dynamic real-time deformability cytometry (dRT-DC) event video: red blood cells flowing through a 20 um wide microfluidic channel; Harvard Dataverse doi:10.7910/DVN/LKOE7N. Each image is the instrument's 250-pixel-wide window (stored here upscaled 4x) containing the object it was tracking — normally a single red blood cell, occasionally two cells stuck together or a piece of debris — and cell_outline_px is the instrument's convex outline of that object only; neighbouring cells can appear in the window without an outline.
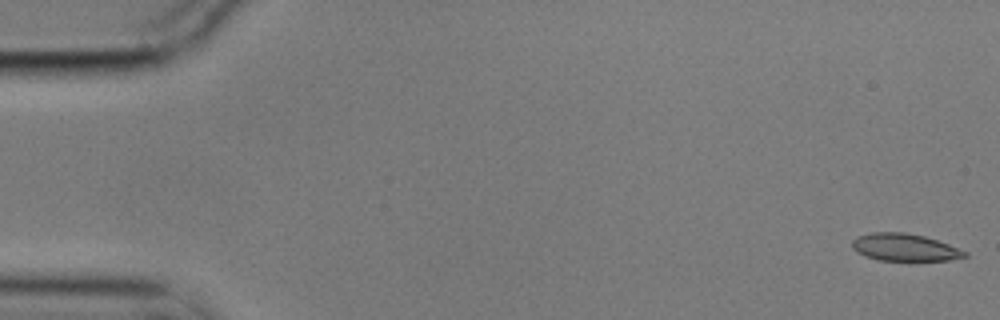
{"species": "common noctule bat (a hibernating species)", "species_latin": "Nyctalus noctula", "temperature_condition": "cold", "stored_images_in_passage": 5, "camera_frame_rate_fps": 3000, "um_per_image_px": 0.085, "animal": {"sex": "male", "body_mass_g": 17.9}, "frame": {"image": 1, "passage_image": 5, "time_ms": 1.333, "image_size_px": [1000, 320], "cell_outline_px": [[968, 256], [948, 260], [880, 260], [864, 256], [856, 252], [852, 248], [852, 240], [856, 236], [872, 232], [904, 232], [924, 236], [948, 244], [968, 252]], "centroid_in_image_um": [76.85, 21.02], "position_along_channel_um": 8.1, "area_um2": 17.92}}